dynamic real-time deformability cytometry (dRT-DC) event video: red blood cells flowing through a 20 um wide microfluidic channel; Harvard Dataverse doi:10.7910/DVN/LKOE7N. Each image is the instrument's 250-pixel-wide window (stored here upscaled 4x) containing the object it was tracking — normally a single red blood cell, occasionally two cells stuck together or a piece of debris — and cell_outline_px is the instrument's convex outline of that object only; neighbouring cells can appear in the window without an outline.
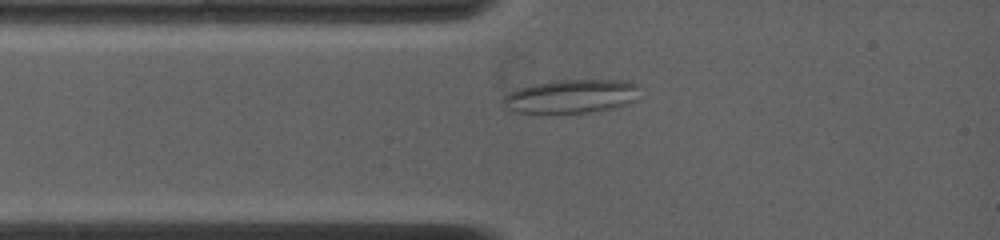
{"species": "common noctule bat (a hibernating species)", "species_latin": "Nyctalus noctula", "temperature_condition": "warm", "stored_images_in_passage": 36, "camera_frame_rate_fps": 4500, "um_per_image_px": 0.085, "animal": {"sex": "female", "body_mass_g": 19.0, "forearm_length_mm": 53.3}, "frame": {"image": 1, "passage_image": 6, "time_ms": 1.778, "image_size_px": [1000, 240], "cell_outline_px": [[640, 84], [636, 100], [628, 104], [588, 112], [512, 112], [504, 108], [500, 104], [500, 100], [508, 92], [516, 88], [532, 84], [556, 80], [628, 80]], "centroid_in_image_um": [48.51, 8.16], "position_along_channel_um": 36.5, "area_um2": 27.05}}
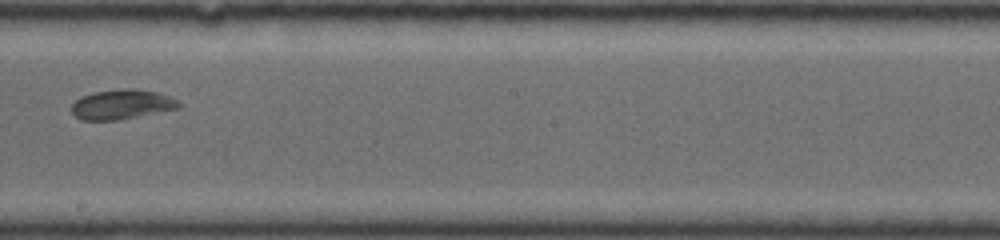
{"frame": {"image": 2, "passage_image": 21, "time_ms": 7.111, "image_size_px": [1000, 240], "cell_outline_px": [[180, 108], [120, 120], [80, 120], [72, 112], [72, 104], [76, 100], [92, 92], [124, 88], [132, 88], [156, 92], [168, 96], [176, 100], [180, 104]], "centroid_in_image_um": [10.35, 8.88], "position_along_channel_um": 237.9, "area_um2": 18.5}}
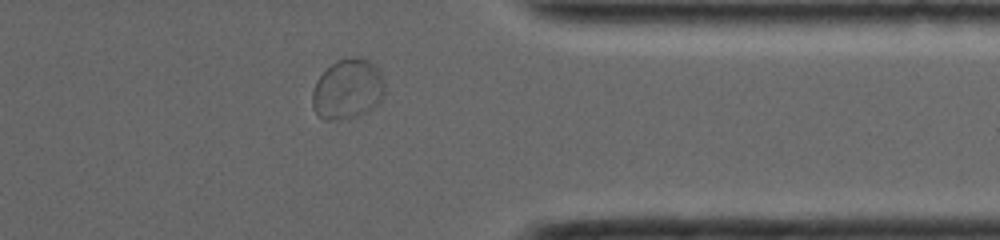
{"frame": {"image": 3, "passage_image": 32, "time_ms": 11.111, "image_size_px": [1000, 240], "cell_outline_px": [[384, 96], [372, 108], [356, 116], [336, 120], [324, 120], [316, 116], [312, 104], [312, 92], [316, 80], [336, 60], [356, 56], [360, 56], [368, 60], [380, 72], [384, 84]], "centroid_in_image_um": [29.52, 7.58], "position_along_channel_um": 381.9, "area_um2": 25.32}, "authors_computed_cell_mechanics": {"area_um2": 19.074, "velocity_mm_per_s": 3.8013, "shape_relaxation_time_tau1_ms": null, "shape_relaxation_time_tau2_ms": 0.6754, "deformation_change_tau1": null, "deformation_change_tau2": 0.0432}}